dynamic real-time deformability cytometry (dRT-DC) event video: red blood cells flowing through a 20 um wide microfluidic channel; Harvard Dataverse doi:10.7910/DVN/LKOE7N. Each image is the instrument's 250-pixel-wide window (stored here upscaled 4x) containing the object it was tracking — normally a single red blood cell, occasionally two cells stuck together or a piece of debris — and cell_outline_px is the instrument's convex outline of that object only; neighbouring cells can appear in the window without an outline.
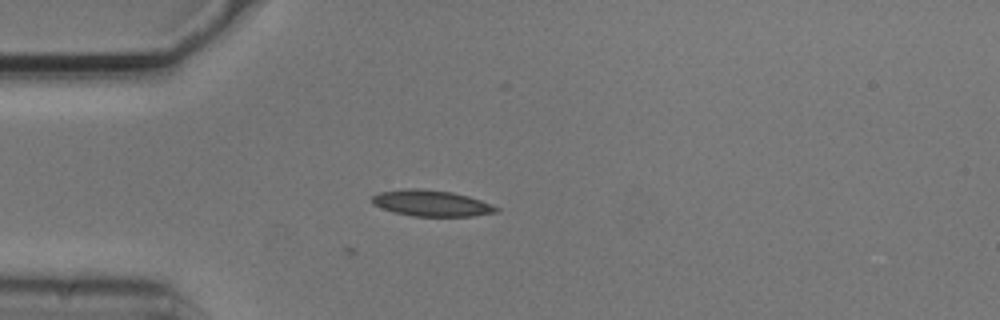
{"species": "common noctule bat (a hibernating species)", "species_latin": "Nyctalus noctula", "temperature_condition": "cold", "stored_images_in_passage": 8, "camera_frame_rate_fps": 3000, "um_per_image_px": 0.085, "animal": {"sex": "male", "body_mass_g": 20.5, "forearm_length_mm": 52.5}, "frame": {"image": 1, "passage_image": 3, "time_ms": 0.667, "image_size_px": [1000, 320], "cell_outline_px": [[500, 212], [472, 216], [412, 216], [396, 212], [372, 204], [372, 196], [380, 192], [404, 188], [420, 188], [452, 192], [468, 196], [492, 204], [500, 208]], "centroid_in_image_um": [36.71, 17.27], "position_along_channel_um": 48.3, "area_um2": 18.9}}
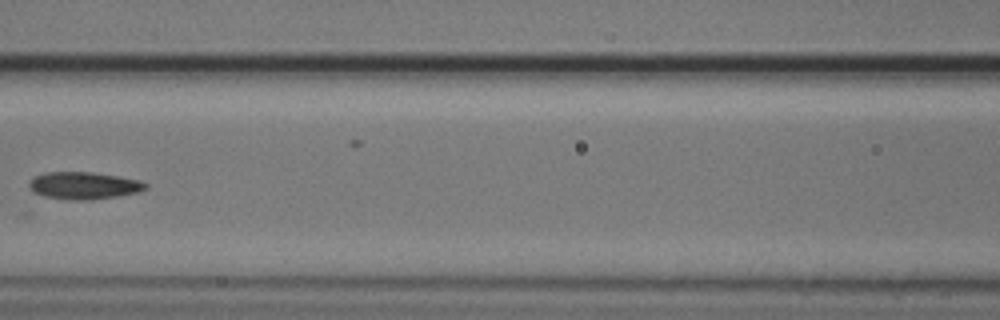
{"frame": {"image": 2, "passage_image": 6, "time_ms": 1.667, "image_size_px": [1000, 320], "cell_outline_px": [[148, 188], [136, 192], [116, 196], [88, 200], [72, 200], [44, 196], [32, 192], [28, 184], [32, 176], [44, 172], [92, 172], [140, 180], [148, 184]], "centroid_in_image_um": [7.08, 15.76], "position_along_channel_um": 159.5, "area_um2": 18.5}}